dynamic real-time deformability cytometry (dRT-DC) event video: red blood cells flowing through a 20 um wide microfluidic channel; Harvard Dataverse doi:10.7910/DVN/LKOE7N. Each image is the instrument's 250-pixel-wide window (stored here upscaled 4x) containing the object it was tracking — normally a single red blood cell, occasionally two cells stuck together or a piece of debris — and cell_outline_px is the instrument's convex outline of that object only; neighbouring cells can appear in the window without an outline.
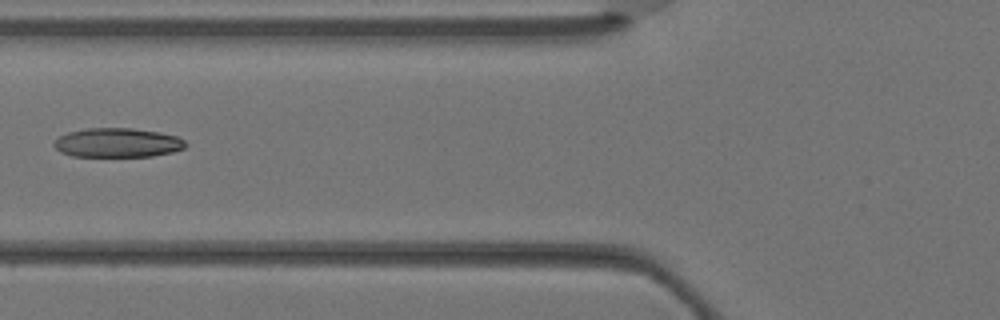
{"species": "Egyptian fruit bat (a non-hibernating species)", "species_latin": "Rousettus aegyptiacus", "temperature_condition": "warm", "stored_images_in_passage": 5, "camera_frame_rate_fps": 3000, "um_per_image_px": 0.085, "animal": {"sex": "female"}, "frame": {"image": 1, "passage_image": 5, "time_ms": 1.333, "image_size_px": [1000, 320], "cell_outline_px": [[188, 144], [184, 148], [172, 152], [152, 156], [72, 156], [60, 152], [52, 144], [60, 136], [68, 132], [84, 128], [132, 128], [160, 132], [176, 136], [184, 140]], "centroid_in_image_um": [9.99, 12.12], "position_along_channel_um": 115.8, "area_um2": 22.43}}